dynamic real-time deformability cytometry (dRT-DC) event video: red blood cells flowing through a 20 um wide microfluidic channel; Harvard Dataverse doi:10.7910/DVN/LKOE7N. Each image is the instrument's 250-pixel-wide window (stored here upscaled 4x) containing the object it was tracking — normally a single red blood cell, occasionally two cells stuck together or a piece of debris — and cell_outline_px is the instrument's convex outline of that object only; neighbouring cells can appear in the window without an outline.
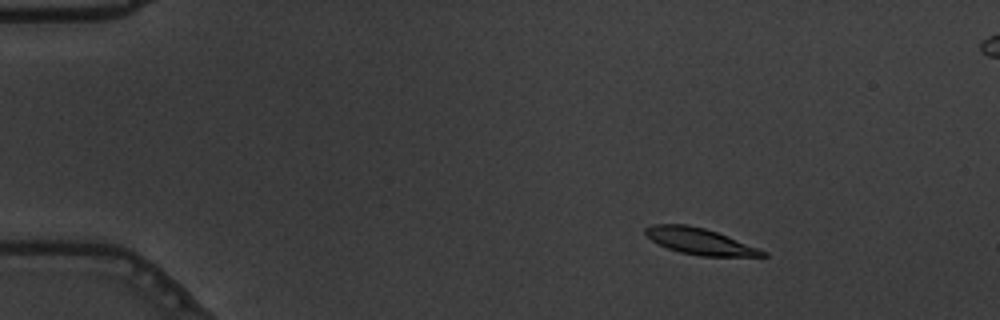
{"species": "common noctule bat (a hibernating species)", "species_latin": "Nyctalus noctula", "temperature_condition": "warm", "stored_images_in_passage": 59, "segment_of_instrument_passage": [1, 2], "camera_frame_rate_fps": 3000, "um_per_image_px": 0.085, "animal": {"sex": "male", "body_mass_g": 19.5, "forearm_length_mm": 54.6}, "frame": {"image": 1, "passage_image": 10, "time_ms": 3.0, "image_size_px": [1000, 320], "cell_outline_px": [[768, 256], [700, 256], [680, 252], [668, 248], [652, 240], [644, 232], [644, 228], [652, 224], [688, 224], [704, 228], [716, 232], [768, 252]], "centroid_in_image_um": [59.46, 20.5], "position_along_channel_um": 25.5, "area_um2": 17.69}}
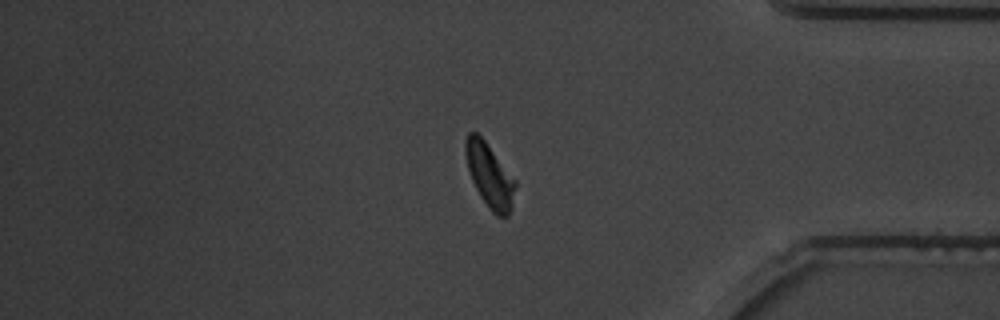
{"frame": {"image": 2, "passage_image": 49, "time_ms": 16.0, "image_size_px": [1000, 320], "cell_outline_px": [[516, 188], [512, 208], [508, 216], [496, 216], [488, 208], [480, 196], [472, 180], [468, 168], [464, 152], [464, 140], [468, 132], [476, 132], [484, 140], [516, 180]], "centroid_in_image_um": [41.61, 14.92], "position_along_channel_um": 393.6, "area_um2": 18.61}}
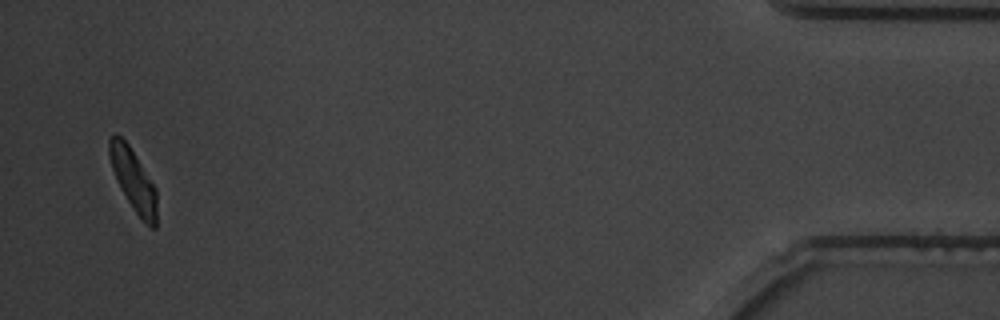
{"frame": {"image": 3, "passage_image": 56, "time_ms": 18.333, "image_size_px": [1000, 320], "cell_outline_px": [[156, 228], [152, 228], [136, 212], [128, 200], [112, 168], [108, 152], [108, 140], [116, 132], [128, 144], [156, 188]], "centroid_in_image_um": [11.33, 15.25], "position_along_channel_um": 423.9, "area_um2": 16.42}}